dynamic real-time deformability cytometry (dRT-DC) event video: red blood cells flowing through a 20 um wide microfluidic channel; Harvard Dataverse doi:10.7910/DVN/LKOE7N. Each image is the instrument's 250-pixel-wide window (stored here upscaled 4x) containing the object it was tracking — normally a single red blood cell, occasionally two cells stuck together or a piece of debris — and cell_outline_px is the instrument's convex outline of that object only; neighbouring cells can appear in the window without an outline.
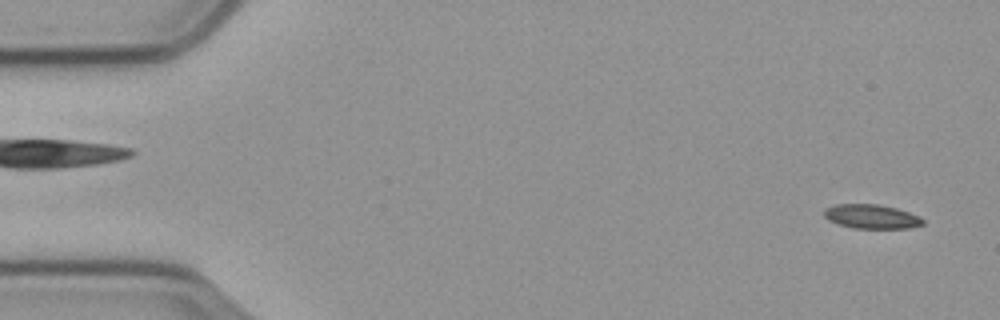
{"species": "common noctule bat (a hibernating species)", "species_latin": "Nyctalus noctula", "temperature_condition": "cold", "stored_images_in_passage": 28, "camera_frame_rate_fps": 3000, "um_per_image_px": 0.085, "animal": {"sex": "male", "body_mass_g": 23.1, "forearm_length_mm": 52.7}, "frame": {"image": 1, "passage_image": 3, "time_ms": 0.667, "image_size_px": [1000, 320], "cell_outline_px": [[924, 224], [908, 228], [852, 228], [828, 220], [824, 216], [824, 208], [836, 204], [876, 204], [896, 208], [920, 216], [924, 220]], "centroid_in_image_um": [74.07, 18.4], "position_along_channel_um": 10.9, "area_um2": 13.87}}
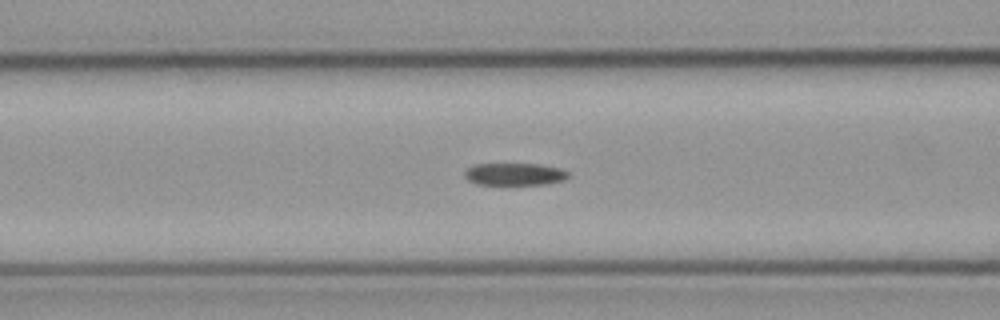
{"frame": {"image": 2, "passage_image": 23, "time_ms": 7.333, "image_size_px": [1000, 320], "cell_outline_px": [[568, 176], [564, 180], [544, 184], [476, 184], [468, 180], [464, 176], [464, 172], [468, 168], [476, 164], [540, 164], [560, 168], [568, 172]], "centroid_in_image_um": [43.73, 14.8], "position_along_channel_um": 122.9, "area_um2": 13.35}}
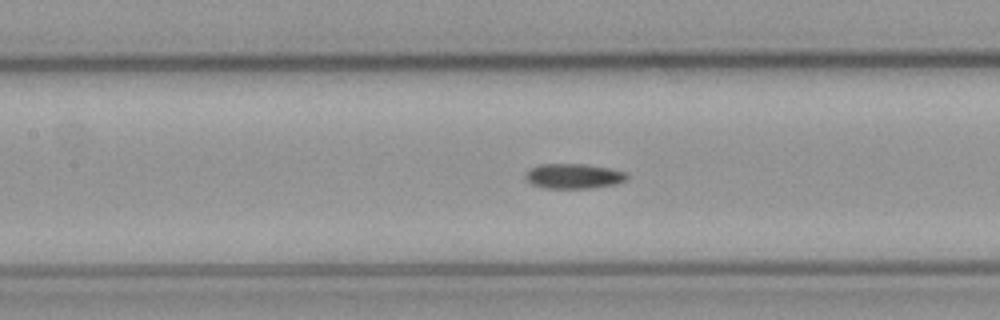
{"frame": {"image": 3, "passage_image": 26, "time_ms": 8.333, "image_size_px": [1000, 320], "cell_outline_px": [[628, 176], [620, 184], [592, 188], [544, 188], [532, 184], [524, 176], [524, 172], [528, 168], [536, 164], [584, 164], [608, 168], [624, 172]], "centroid_in_image_um": [48.71, 14.97], "position_along_channel_um": 158.7, "area_um2": 14.91}}